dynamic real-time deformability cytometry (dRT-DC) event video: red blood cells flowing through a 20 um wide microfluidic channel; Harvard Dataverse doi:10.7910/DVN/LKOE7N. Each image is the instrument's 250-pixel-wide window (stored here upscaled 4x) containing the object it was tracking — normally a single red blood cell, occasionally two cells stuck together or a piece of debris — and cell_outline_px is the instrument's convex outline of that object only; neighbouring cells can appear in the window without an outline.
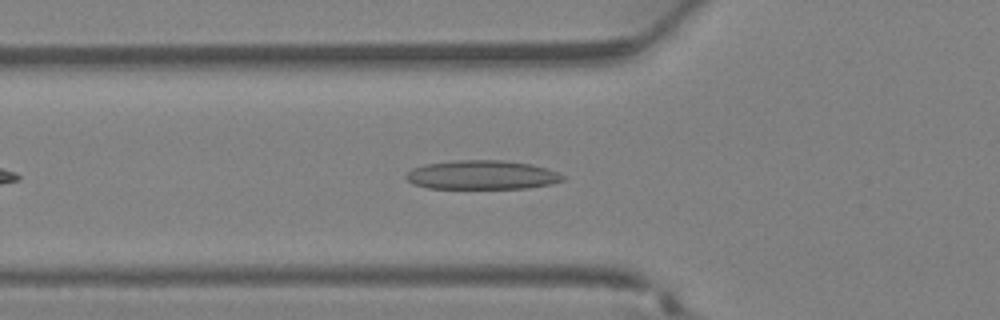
{"species": "Egyptian fruit bat (a non-hibernating species)", "species_latin": "Rousettus aegyptiacus", "temperature_condition": "warm", "stored_images_in_passage": 26, "camera_frame_rate_fps": 3000, "um_per_image_px": 0.085, "animal": {"sex": "female"}, "frame": {"image": 1, "passage_image": 3, "time_ms": 0.667, "image_size_px": [1000, 320], "cell_outline_px": [[568, 176], [564, 180], [552, 184], [528, 188], [428, 188], [412, 184], [404, 176], [412, 168], [424, 164], [456, 160], [500, 160], [532, 164]], "centroid_in_image_um": [40.97, 14.87], "position_along_channel_um": 84.8, "area_um2": 26.59}}
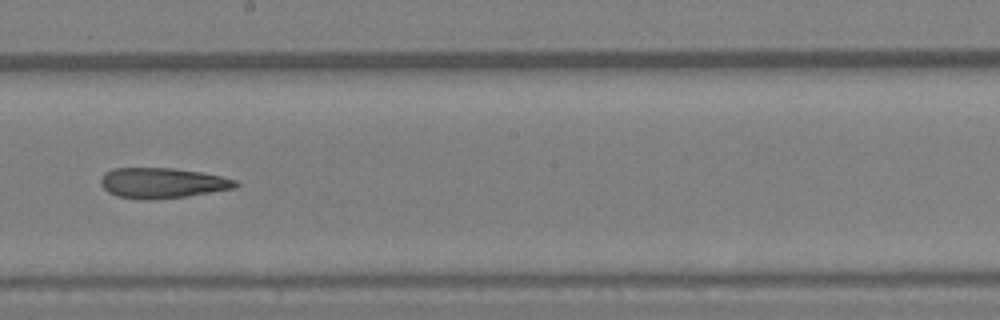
{"frame": {"image": 2, "passage_image": 11, "time_ms": 3.333, "image_size_px": [1000, 320], "cell_outline_px": [[240, 184], [236, 188], [184, 196], [152, 200], [144, 200], [116, 196], [108, 192], [100, 184], [100, 176], [104, 172], [112, 168], [172, 168], [204, 172], [236, 180]], "centroid_in_image_um": [13.76, 15.55], "position_along_channel_um": 234.4, "area_um2": 24.04}}
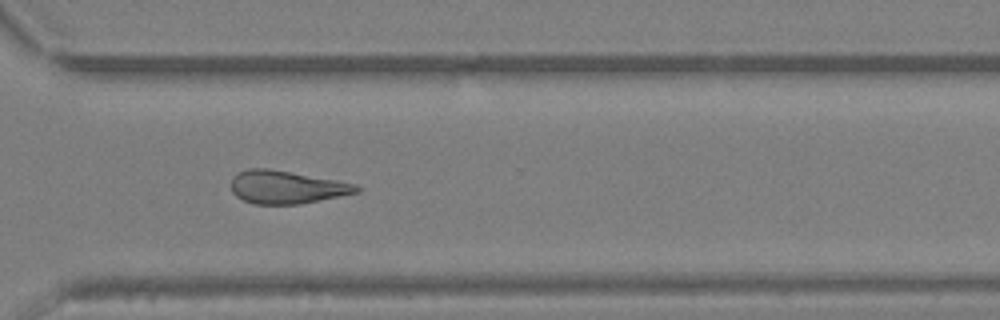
{"frame": {"image": 3, "passage_image": 17, "time_ms": 5.333, "image_size_px": [1000, 320], "cell_outline_px": [[360, 192], [300, 204], [252, 204], [236, 196], [232, 192], [232, 176], [248, 168], [268, 168], [336, 180], [356, 184], [360, 188]], "centroid_in_image_um": [24.35, 15.91], "position_along_channel_um": 346.3, "area_um2": 23.99}}